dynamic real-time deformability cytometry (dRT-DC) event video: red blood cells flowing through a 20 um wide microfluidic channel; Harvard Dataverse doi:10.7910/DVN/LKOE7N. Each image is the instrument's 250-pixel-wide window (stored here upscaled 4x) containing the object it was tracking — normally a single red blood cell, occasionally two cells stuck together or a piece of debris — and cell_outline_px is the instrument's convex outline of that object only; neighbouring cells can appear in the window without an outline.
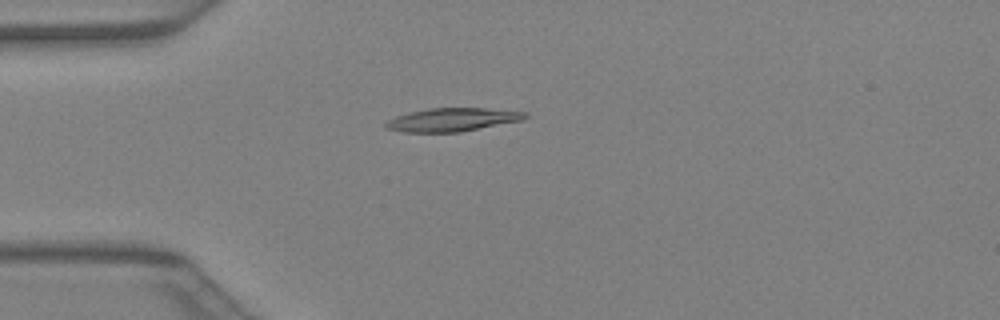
{"species": "Egyptian fruit bat (a non-hibernating species)", "species_latin": "Rousettus aegyptiacus", "temperature_condition": "warm", "stored_images_in_passage": 27, "camera_frame_rate_fps": 3000, "um_per_image_px": 0.085, "animal": {"sex": "female"}, "frame": {"image": 1, "passage_image": 1, "time_ms": 0.0, "image_size_px": [1000, 320], "cell_outline_px": [[528, 116], [520, 120], [460, 132], [404, 132], [384, 128], [384, 124], [388, 120], [396, 116], [408, 112], [428, 108], [484, 108], [528, 112]], "centroid_in_image_um": [38.39, 10.17], "position_along_channel_um": 46.6, "area_um2": 18.84}}
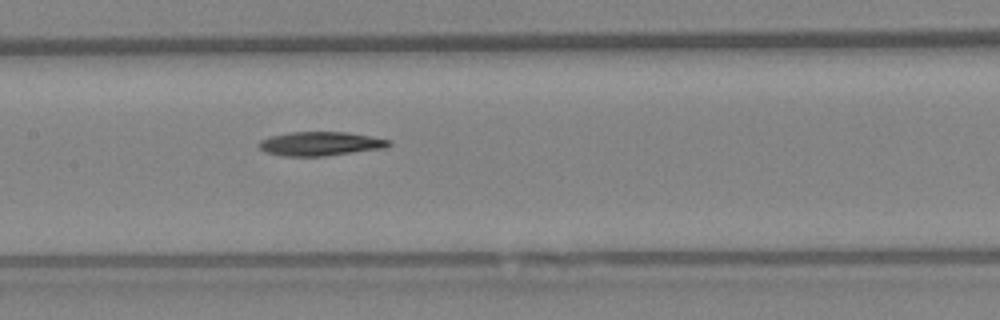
{"frame": {"image": 2, "passage_image": 10, "time_ms": 3.0, "image_size_px": [1000, 320], "cell_outline_px": [[392, 144], [384, 148], [324, 156], [284, 156], [264, 152], [256, 144], [260, 140], [268, 136], [288, 132], [348, 132], [392, 140]], "centroid_in_image_um": [27.19, 12.21], "position_along_channel_um": 180.2, "area_um2": 18.32}}
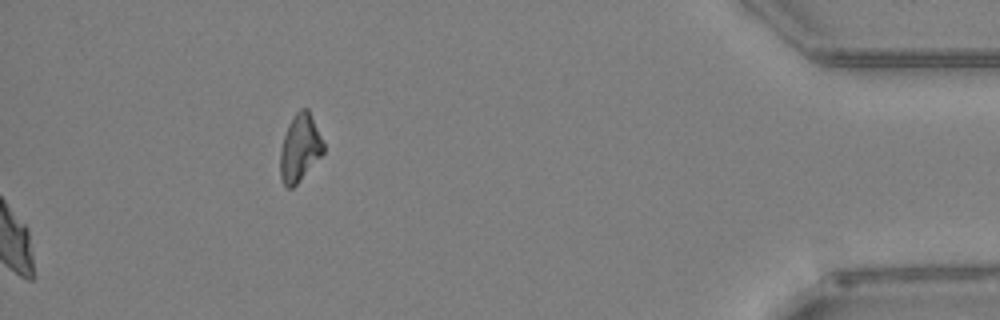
{"frame": {"image": 3, "passage_image": 27, "time_ms": 8.667, "image_size_px": [1000, 320], "cell_outline_px": [[324, 152], [296, 184], [292, 188], [288, 188], [284, 184], [280, 176], [280, 148], [288, 124], [292, 116], [300, 108], [308, 108], [324, 144]], "centroid_in_image_um": [25.47, 12.55], "position_along_channel_um": 409.7, "area_um2": 16.76}}